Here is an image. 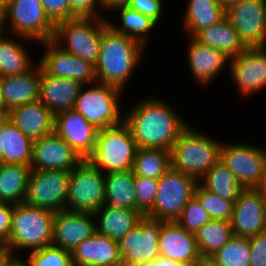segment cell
<instances>
[{"label": "cell", "mask_w": 266, "mask_h": 266, "mask_svg": "<svg viewBox=\"0 0 266 266\" xmlns=\"http://www.w3.org/2000/svg\"><path fill=\"white\" fill-rule=\"evenodd\" d=\"M111 11L112 13L116 12L115 14L118 16L114 21L113 17L110 18ZM108 14H110L106 17L108 25L115 32L137 40L149 50L150 39L154 35L152 32L154 33L156 29L157 31L159 29V26L153 20L139 11L132 10L127 5L114 6L109 10Z\"/></svg>", "instance_id": "28"}, {"label": "cell", "mask_w": 266, "mask_h": 266, "mask_svg": "<svg viewBox=\"0 0 266 266\" xmlns=\"http://www.w3.org/2000/svg\"><path fill=\"white\" fill-rule=\"evenodd\" d=\"M159 255L196 266L202 259L195 234L188 232L176 221H162L158 239Z\"/></svg>", "instance_id": "22"}, {"label": "cell", "mask_w": 266, "mask_h": 266, "mask_svg": "<svg viewBox=\"0 0 266 266\" xmlns=\"http://www.w3.org/2000/svg\"><path fill=\"white\" fill-rule=\"evenodd\" d=\"M6 266H31V264L25 255H14Z\"/></svg>", "instance_id": "50"}, {"label": "cell", "mask_w": 266, "mask_h": 266, "mask_svg": "<svg viewBox=\"0 0 266 266\" xmlns=\"http://www.w3.org/2000/svg\"><path fill=\"white\" fill-rule=\"evenodd\" d=\"M96 233L119 241L144 217L140 211L113 209L105 204L94 213Z\"/></svg>", "instance_id": "30"}, {"label": "cell", "mask_w": 266, "mask_h": 266, "mask_svg": "<svg viewBox=\"0 0 266 266\" xmlns=\"http://www.w3.org/2000/svg\"><path fill=\"white\" fill-rule=\"evenodd\" d=\"M198 183L219 197L235 202L244 190L229 168L219 161Z\"/></svg>", "instance_id": "35"}, {"label": "cell", "mask_w": 266, "mask_h": 266, "mask_svg": "<svg viewBox=\"0 0 266 266\" xmlns=\"http://www.w3.org/2000/svg\"><path fill=\"white\" fill-rule=\"evenodd\" d=\"M96 232L93 213L61 210L55 213L52 245L72 252Z\"/></svg>", "instance_id": "20"}, {"label": "cell", "mask_w": 266, "mask_h": 266, "mask_svg": "<svg viewBox=\"0 0 266 266\" xmlns=\"http://www.w3.org/2000/svg\"><path fill=\"white\" fill-rule=\"evenodd\" d=\"M105 174L88 160L70 171L67 210L94 213L105 204Z\"/></svg>", "instance_id": "10"}, {"label": "cell", "mask_w": 266, "mask_h": 266, "mask_svg": "<svg viewBox=\"0 0 266 266\" xmlns=\"http://www.w3.org/2000/svg\"><path fill=\"white\" fill-rule=\"evenodd\" d=\"M227 71L238 94L245 99L266 90V47H247L229 59Z\"/></svg>", "instance_id": "14"}, {"label": "cell", "mask_w": 266, "mask_h": 266, "mask_svg": "<svg viewBox=\"0 0 266 266\" xmlns=\"http://www.w3.org/2000/svg\"><path fill=\"white\" fill-rule=\"evenodd\" d=\"M10 2L11 0H0V10L2 11Z\"/></svg>", "instance_id": "56"}, {"label": "cell", "mask_w": 266, "mask_h": 266, "mask_svg": "<svg viewBox=\"0 0 266 266\" xmlns=\"http://www.w3.org/2000/svg\"><path fill=\"white\" fill-rule=\"evenodd\" d=\"M220 161L237 178L244 189H255L266 168V148L241 142L223 141Z\"/></svg>", "instance_id": "11"}, {"label": "cell", "mask_w": 266, "mask_h": 266, "mask_svg": "<svg viewBox=\"0 0 266 266\" xmlns=\"http://www.w3.org/2000/svg\"><path fill=\"white\" fill-rule=\"evenodd\" d=\"M0 31H2V11L0 10Z\"/></svg>", "instance_id": "57"}, {"label": "cell", "mask_w": 266, "mask_h": 266, "mask_svg": "<svg viewBox=\"0 0 266 266\" xmlns=\"http://www.w3.org/2000/svg\"><path fill=\"white\" fill-rule=\"evenodd\" d=\"M128 0H104V6L106 8V12H109L114 6L117 5H125Z\"/></svg>", "instance_id": "52"}, {"label": "cell", "mask_w": 266, "mask_h": 266, "mask_svg": "<svg viewBox=\"0 0 266 266\" xmlns=\"http://www.w3.org/2000/svg\"><path fill=\"white\" fill-rule=\"evenodd\" d=\"M198 129L192 123L179 135L170 149V161L171 169L199 181L220 161L223 142Z\"/></svg>", "instance_id": "3"}, {"label": "cell", "mask_w": 266, "mask_h": 266, "mask_svg": "<svg viewBox=\"0 0 266 266\" xmlns=\"http://www.w3.org/2000/svg\"><path fill=\"white\" fill-rule=\"evenodd\" d=\"M170 168L169 150L137 148L132 169L134 175L159 180Z\"/></svg>", "instance_id": "36"}, {"label": "cell", "mask_w": 266, "mask_h": 266, "mask_svg": "<svg viewBox=\"0 0 266 266\" xmlns=\"http://www.w3.org/2000/svg\"><path fill=\"white\" fill-rule=\"evenodd\" d=\"M83 159L55 132L34 141L31 170L72 171Z\"/></svg>", "instance_id": "19"}, {"label": "cell", "mask_w": 266, "mask_h": 266, "mask_svg": "<svg viewBox=\"0 0 266 266\" xmlns=\"http://www.w3.org/2000/svg\"><path fill=\"white\" fill-rule=\"evenodd\" d=\"M210 258L223 266H249V239L233 235L232 238L221 249L212 254Z\"/></svg>", "instance_id": "38"}, {"label": "cell", "mask_w": 266, "mask_h": 266, "mask_svg": "<svg viewBox=\"0 0 266 266\" xmlns=\"http://www.w3.org/2000/svg\"><path fill=\"white\" fill-rule=\"evenodd\" d=\"M194 196L212 220L231 221L235 202L219 197L204 189L199 183L196 186Z\"/></svg>", "instance_id": "39"}, {"label": "cell", "mask_w": 266, "mask_h": 266, "mask_svg": "<svg viewBox=\"0 0 266 266\" xmlns=\"http://www.w3.org/2000/svg\"><path fill=\"white\" fill-rule=\"evenodd\" d=\"M2 31L39 44L53 40L55 24L45 13L41 0H11L2 10Z\"/></svg>", "instance_id": "8"}, {"label": "cell", "mask_w": 266, "mask_h": 266, "mask_svg": "<svg viewBox=\"0 0 266 266\" xmlns=\"http://www.w3.org/2000/svg\"><path fill=\"white\" fill-rule=\"evenodd\" d=\"M25 256L31 266H74L71 252L54 245L31 251Z\"/></svg>", "instance_id": "40"}, {"label": "cell", "mask_w": 266, "mask_h": 266, "mask_svg": "<svg viewBox=\"0 0 266 266\" xmlns=\"http://www.w3.org/2000/svg\"><path fill=\"white\" fill-rule=\"evenodd\" d=\"M30 166L22 164H0V201L2 203H24Z\"/></svg>", "instance_id": "34"}, {"label": "cell", "mask_w": 266, "mask_h": 266, "mask_svg": "<svg viewBox=\"0 0 266 266\" xmlns=\"http://www.w3.org/2000/svg\"><path fill=\"white\" fill-rule=\"evenodd\" d=\"M198 180L169 169L159 180L153 207L144 215L164 222L176 221L194 196Z\"/></svg>", "instance_id": "9"}, {"label": "cell", "mask_w": 266, "mask_h": 266, "mask_svg": "<svg viewBox=\"0 0 266 266\" xmlns=\"http://www.w3.org/2000/svg\"><path fill=\"white\" fill-rule=\"evenodd\" d=\"M98 129L74 109L54 116V132L83 159L94 151Z\"/></svg>", "instance_id": "17"}, {"label": "cell", "mask_w": 266, "mask_h": 266, "mask_svg": "<svg viewBox=\"0 0 266 266\" xmlns=\"http://www.w3.org/2000/svg\"><path fill=\"white\" fill-rule=\"evenodd\" d=\"M266 0H241L226 9V18L247 47H266Z\"/></svg>", "instance_id": "16"}, {"label": "cell", "mask_w": 266, "mask_h": 266, "mask_svg": "<svg viewBox=\"0 0 266 266\" xmlns=\"http://www.w3.org/2000/svg\"><path fill=\"white\" fill-rule=\"evenodd\" d=\"M13 256H14L13 251L4 244L0 248V266H6V264Z\"/></svg>", "instance_id": "49"}, {"label": "cell", "mask_w": 266, "mask_h": 266, "mask_svg": "<svg viewBox=\"0 0 266 266\" xmlns=\"http://www.w3.org/2000/svg\"><path fill=\"white\" fill-rule=\"evenodd\" d=\"M83 86L79 81L47 74L41 68L39 101L55 116L74 108Z\"/></svg>", "instance_id": "23"}, {"label": "cell", "mask_w": 266, "mask_h": 266, "mask_svg": "<svg viewBox=\"0 0 266 266\" xmlns=\"http://www.w3.org/2000/svg\"><path fill=\"white\" fill-rule=\"evenodd\" d=\"M211 220L210 215L203 209L198 199L193 196L176 222L188 232L195 234L199 228Z\"/></svg>", "instance_id": "41"}, {"label": "cell", "mask_w": 266, "mask_h": 266, "mask_svg": "<svg viewBox=\"0 0 266 266\" xmlns=\"http://www.w3.org/2000/svg\"><path fill=\"white\" fill-rule=\"evenodd\" d=\"M170 102L152 94L124 109L123 121L130 128L138 148L170 151L179 135L191 124L189 118L183 117Z\"/></svg>", "instance_id": "1"}, {"label": "cell", "mask_w": 266, "mask_h": 266, "mask_svg": "<svg viewBox=\"0 0 266 266\" xmlns=\"http://www.w3.org/2000/svg\"><path fill=\"white\" fill-rule=\"evenodd\" d=\"M26 41L31 43V40L0 31V78L23 74L38 62L31 56Z\"/></svg>", "instance_id": "29"}, {"label": "cell", "mask_w": 266, "mask_h": 266, "mask_svg": "<svg viewBox=\"0 0 266 266\" xmlns=\"http://www.w3.org/2000/svg\"><path fill=\"white\" fill-rule=\"evenodd\" d=\"M265 25H266V7H265Z\"/></svg>", "instance_id": "59"}, {"label": "cell", "mask_w": 266, "mask_h": 266, "mask_svg": "<svg viewBox=\"0 0 266 266\" xmlns=\"http://www.w3.org/2000/svg\"><path fill=\"white\" fill-rule=\"evenodd\" d=\"M124 92L117 87L94 82L82 87L74 110L98 130L120 124L124 118Z\"/></svg>", "instance_id": "7"}, {"label": "cell", "mask_w": 266, "mask_h": 266, "mask_svg": "<svg viewBox=\"0 0 266 266\" xmlns=\"http://www.w3.org/2000/svg\"><path fill=\"white\" fill-rule=\"evenodd\" d=\"M249 266H266V231L249 237Z\"/></svg>", "instance_id": "46"}, {"label": "cell", "mask_w": 266, "mask_h": 266, "mask_svg": "<svg viewBox=\"0 0 266 266\" xmlns=\"http://www.w3.org/2000/svg\"><path fill=\"white\" fill-rule=\"evenodd\" d=\"M255 190L260 194L261 198L266 203V168H265L264 174L261 177V180H260L258 186L255 188Z\"/></svg>", "instance_id": "51"}, {"label": "cell", "mask_w": 266, "mask_h": 266, "mask_svg": "<svg viewBox=\"0 0 266 266\" xmlns=\"http://www.w3.org/2000/svg\"><path fill=\"white\" fill-rule=\"evenodd\" d=\"M163 3H165L163 0H128L125 5L149 17L159 26L163 16L165 17V5Z\"/></svg>", "instance_id": "43"}, {"label": "cell", "mask_w": 266, "mask_h": 266, "mask_svg": "<svg viewBox=\"0 0 266 266\" xmlns=\"http://www.w3.org/2000/svg\"><path fill=\"white\" fill-rule=\"evenodd\" d=\"M14 204L0 203V241L7 242L10 231Z\"/></svg>", "instance_id": "47"}, {"label": "cell", "mask_w": 266, "mask_h": 266, "mask_svg": "<svg viewBox=\"0 0 266 266\" xmlns=\"http://www.w3.org/2000/svg\"><path fill=\"white\" fill-rule=\"evenodd\" d=\"M71 254L74 266H123L118 242L96 232Z\"/></svg>", "instance_id": "24"}, {"label": "cell", "mask_w": 266, "mask_h": 266, "mask_svg": "<svg viewBox=\"0 0 266 266\" xmlns=\"http://www.w3.org/2000/svg\"><path fill=\"white\" fill-rule=\"evenodd\" d=\"M33 145L8 116L0 118V164L31 166Z\"/></svg>", "instance_id": "27"}, {"label": "cell", "mask_w": 266, "mask_h": 266, "mask_svg": "<svg viewBox=\"0 0 266 266\" xmlns=\"http://www.w3.org/2000/svg\"><path fill=\"white\" fill-rule=\"evenodd\" d=\"M69 5L70 10L77 17L106 18L108 16L104 0H69Z\"/></svg>", "instance_id": "44"}, {"label": "cell", "mask_w": 266, "mask_h": 266, "mask_svg": "<svg viewBox=\"0 0 266 266\" xmlns=\"http://www.w3.org/2000/svg\"><path fill=\"white\" fill-rule=\"evenodd\" d=\"M4 245V243L2 241H0V248Z\"/></svg>", "instance_id": "58"}, {"label": "cell", "mask_w": 266, "mask_h": 266, "mask_svg": "<svg viewBox=\"0 0 266 266\" xmlns=\"http://www.w3.org/2000/svg\"><path fill=\"white\" fill-rule=\"evenodd\" d=\"M49 19L56 25L60 21L77 17L71 10L69 0H41Z\"/></svg>", "instance_id": "45"}, {"label": "cell", "mask_w": 266, "mask_h": 266, "mask_svg": "<svg viewBox=\"0 0 266 266\" xmlns=\"http://www.w3.org/2000/svg\"><path fill=\"white\" fill-rule=\"evenodd\" d=\"M43 46V52L37 59L40 67L52 76L72 79L81 82L83 85L97 81L95 65L83 60L76 55L63 50L53 40L39 43Z\"/></svg>", "instance_id": "15"}, {"label": "cell", "mask_w": 266, "mask_h": 266, "mask_svg": "<svg viewBox=\"0 0 266 266\" xmlns=\"http://www.w3.org/2000/svg\"><path fill=\"white\" fill-rule=\"evenodd\" d=\"M54 216L55 212L47 209L26 203L14 204L11 231L5 245L14 255H26L52 245Z\"/></svg>", "instance_id": "4"}, {"label": "cell", "mask_w": 266, "mask_h": 266, "mask_svg": "<svg viewBox=\"0 0 266 266\" xmlns=\"http://www.w3.org/2000/svg\"><path fill=\"white\" fill-rule=\"evenodd\" d=\"M136 142L128 125L120 124L100 129L93 154L87 159L104 174L133 169Z\"/></svg>", "instance_id": "5"}, {"label": "cell", "mask_w": 266, "mask_h": 266, "mask_svg": "<svg viewBox=\"0 0 266 266\" xmlns=\"http://www.w3.org/2000/svg\"><path fill=\"white\" fill-rule=\"evenodd\" d=\"M162 221L144 216L118 241L123 266H138L159 255L158 239Z\"/></svg>", "instance_id": "13"}, {"label": "cell", "mask_w": 266, "mask_h": 266, "mask_svg": "<svg viewBox=\"0 0 266 266\" xmlns=\"http://www.w3.org/2000/svg\"><path fill=\"white\" fill-rule=\"evenodd\" d=\"M9 114V110L7 109L3 96H2V91L0 87V118L6 117Z\"/></svg>", "instance_id": "54"}, {"label": "cell", "mask_w": 266, "mask_h": 266, "mask_svg": "<svg viewBox=\"0 0 266 266\" xmlns=\"http://www.w3.org/2000/svg\"><path fill=\"white\" fill-rule=\"evenodd\" d=\"M266 203L255 189H244L234 203L231 227L234 236L252 237L265 231Z\"/></svg>", "instance_id": "21"}, {"label": "cell", "mask_w": 266, "mask_h": 266, "mask_svg": "<svg viewBox=\"0 0 266 266\" xmlns=\"http://www.w3.org/2000/svg\"><path fill=\"white\" fill-rule=\"evenodd\" d=\"M194 38L206 46L217 49L229 59L238 56L247 48L227 18L199 31Z\"/></svg>", "instance_id": "32"}, {"label": "cell", "mask_w": 266, "mask_h": 266, "mask_svg": "<svg viewBox=\"0 0 266 266\" xmlns=\"http://www.w3.org/2000/svg\"><path fill=\"white\" fill-rule=\"evenodd\" d=\"M187 64L190 76L195 83L204 88L209 86L229 68V58L222 52L197 41L192 36H187ZM222 72V73H221Z\"/></svg>", "instance_id": "18"}, {"label": "cell", "mask_w": 266, "mask_h": 266, "mask_svg": "<svg viewBox=\"0 0 266 266\" xmlns=\"http://www.w3.org/2000/svg\"><path fill=\"white\" fill-rule=\"evenodd\" d=\"M138 266H188L187 264H184L179 261H175L173 259L158 255L156 258H154L152 261L141 264Z\"/></svg>", "instance_id": "48"}, {"label": "cell", "mask_w": 266, "mask_h": 266, "mask_svg": "<svg viewBox=\"0 0 266 266\" xmlns=\"http://www.w3.org/2000/svg\"><path fill=\"white\" fill-rule=\"evenodd\" d=\"M196 266H223V265L216 263L210 257H202V259L196 264Z\"/></svg>", "instance_id": "53"}, {"label": "cell", "mask_w": 266, "mask_h": 266, "mask_svg": "<svg viewBox=\"0 0 266 266\" xmlns=\"http://www.w3.org/2000/svg\"><path fill=\"white\" fill-rule=\"evenodd\" d=\"M70 172L31 170L24 203L58 212L67 209Z\"/></svg>", "instance_id": "12"}, {"label": "cell", "mask_w": 266, "mask_h": 266, "mask_svg": "<svg viewBox=\"0 0 266 266\" xmlns=\"http://www.w3.org/2000/svg\"><path fill=\"white\" fill-rule=\"evenodd\" d=\"M181 26L187 34L194 37L199 31L220 23L226 18V9L219 0H187Z\"/></svg>", "instance_id": "31"}, {"label": "cell", "mask_w": 266, "mask_h": 266, "mask_svg": "<svg viewBox=\"0 0 266 266\" xmlns=\"http://www.w3.org/2000/svg\"><path fill=\"white\" fill-rule=\"evenodd\" d=\"M41 67L36 64L23 74L0 78L2 96L7 109L39 100Z\"/></svg>", "instance_id": "25"}, {"label": "cell", "mask_w": 266, "mask_h": 266, "mask_svg": "<svg viewBox=\"0 0 266 266\" xmlns=\"http://www.w3.org/2000/svg\"><path fill=\"white\" fill-rule=\"evenodd\" d=\"M135 193L137 197V211L145 215L154 204L158 190V179H151L135 175Z\"/></svg>", "instance_id": "42"}, {"label": "cell", "mask_w": 266, "mask_h": 266, "mask_svg": "<svg viewBox=\"0 0 266 266\" xmlns=\"http://www.w3.org/2000/svg\"><path fill=\"white\" fill-rule=\"evenodd\" d=\"M108 26L106 18L74 17L55 25L53 41L63 50L95 65L102 33Z\"/></svg>", "instance_id": "6"}, {"label": "cell", "mask_w": 266, "mask_h": 266, "mask_svg": "<svg viewBox=\"0 0 266 266\" xmlns=\"http://www.w3.org/2000/svg\"><path fill=\"white\" fill-rule=\"evenodd\" d=\"M241 0H219V3L225 8L228 9L232 5L240 2Z\"/></svg>", "instance_id": "55"}, {"label": "cell", "mask_w": 266, "mask_h": 266, "mask_svg": "<svg viewBox=\"0 0 266 266\" xmlns=\"http://www.w3.org/2000/svg\"><path fill=\"white\" fill-rule=\"evenodd\" d=\"M147 51L137 40L117 33L108 26L102 33L99 57L95 64L97 82L124 92L127 85L131 86V77L145 59Z\"/></svg>", "instance_id": "2"}, {"label": "cell", "mask_w": 266, "mask_h": 266, "mask_svg": "<svg viewBox=\"0 0 266 266\" xmlns=\"http://www.w3.org/2000/svg\"><path fill=\"white\" fill-rule=\"evenodd\" d=\"M233 236L230 222L211 220L195 233L196 243L202 257H210L221 249Z\"/></svg>", "instance_id": "37"}, {"label": "cell", "mask_w": 266, "mask_h": 266, "mask_svg": "<svg viewBox=\"0 0 266 266\" xmlns=\"http://www.w3.org/2000/svg\"><path fill=\"white\" fill-rule=\"evenodd\" d=\"M105 205L137 211L135 175L132 170L105 174Z\"/></svg>", "instance_id": "33"}, {"label": "cell", "mask_w": 266, "mask_h": 266, "mask_svg": "<svg viewBox=\"0 0 266 266\" xmlns=\"http://www.w3.org/2000/svg\"><path fill=\"white\" fill-rule=\"evenodd\" d=\"M8 117L33 141L54 132V115L39 100L12 108Z\"/></svg>", "instance_id": "26"}]
</instances>
